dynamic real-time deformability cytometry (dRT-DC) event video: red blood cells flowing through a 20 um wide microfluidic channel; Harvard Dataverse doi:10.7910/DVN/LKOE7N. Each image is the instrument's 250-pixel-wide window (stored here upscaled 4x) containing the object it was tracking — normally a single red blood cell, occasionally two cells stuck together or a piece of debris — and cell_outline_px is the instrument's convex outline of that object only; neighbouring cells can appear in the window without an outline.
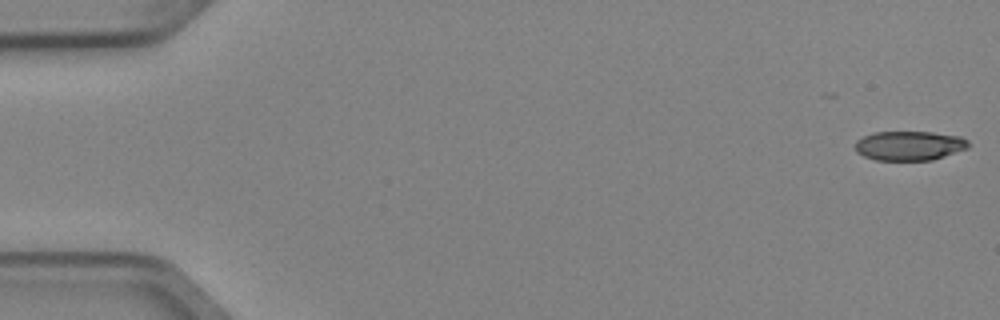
{"species": "Egyptian fruit bat (a non-hibernating species)", "species_latin": "Rousettus aegyptiacus", "temperature_condition": "cold", "stored_images_in_passage": 4, "camera_frame_rate_fps": 3000, "um_per_image_px": 0.085, "animal": {"sex": "female"}, "frame": {"image": 1, "passage_image": 1, "time_ms": 0.0, "image_size_px": [1000, 320], "cell_outline_px": [[968, 148], [932, 160], [876, 160], [864, 156], [856, 152], [856, 140], [872, 132], [932, 132], [960, 136], [968, 140]], "centroid_in_image_um": [77.29, 12.38], "position_along_channel_um": 7.7, "area_um2": 19.36}}
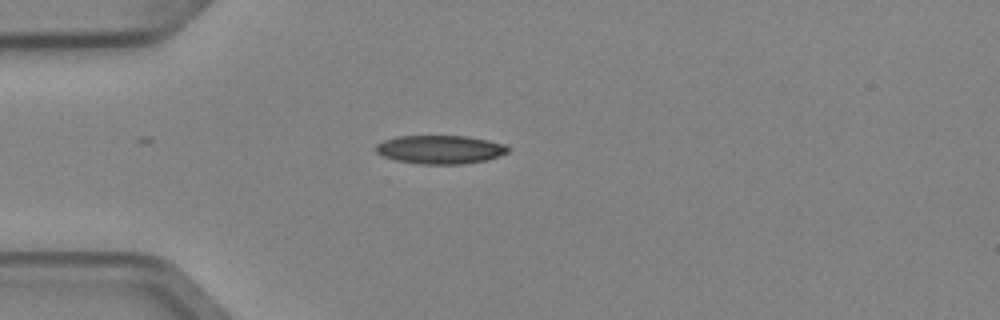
{"frame": {"image": 2, "passage_image": 4, "time_ms": 1.0, "image_size_px": [1000, 320], "cell_outline_px": [[508, 152], [484, 160], [464, 164], [420, 164], [396, 160], [384, 156], [376, 152], [376, 144], [384, 140], [396, 136], [468, 136], [488, 140], [504, 144], [508, 148]], "centroid_in_image_um": [37.38, 12.7], "position_along_channel_um": 47.6, "area_um2": 21.79}}